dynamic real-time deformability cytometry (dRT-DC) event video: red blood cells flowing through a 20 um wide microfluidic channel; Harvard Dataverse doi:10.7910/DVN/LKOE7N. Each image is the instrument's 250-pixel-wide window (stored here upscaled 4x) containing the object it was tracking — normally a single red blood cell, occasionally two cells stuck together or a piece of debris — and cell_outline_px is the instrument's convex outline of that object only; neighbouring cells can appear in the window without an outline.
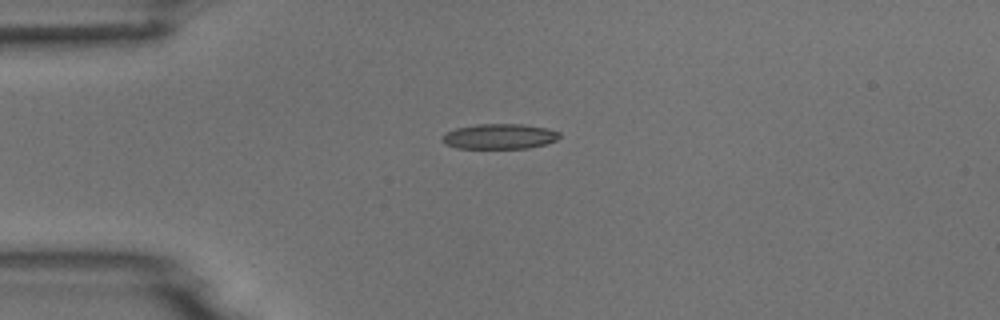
{"species": "common noctule bat (a hibernating species)", "species_latin": "Nyctalus noctula", "temperature_condition": "room temperature", "stored_images_in_passage": 10, "camera_frame_rate_fps": 3000, "um_per_image_px": 0.085, "animal": {"sex": "male", "body_mass_g": 18.8}, "frame": {"image": 1, "passage_image": 4, "time_ms": 3.667, "image_size_px": [1000, 320], "cell_outline_px": [[560, 136], [556, 140], [544, 144], [528, 148], [456, 148], [444, 144], [440, 140], [440, 136], [444, 132], [456, 128], [476, 124], [520, 124], [548, 128], [560, 132]], "centroid_in_image_um": [42.39, 11.59], "position_along_channel_um": 42.6, "area_um2": 17.4}}